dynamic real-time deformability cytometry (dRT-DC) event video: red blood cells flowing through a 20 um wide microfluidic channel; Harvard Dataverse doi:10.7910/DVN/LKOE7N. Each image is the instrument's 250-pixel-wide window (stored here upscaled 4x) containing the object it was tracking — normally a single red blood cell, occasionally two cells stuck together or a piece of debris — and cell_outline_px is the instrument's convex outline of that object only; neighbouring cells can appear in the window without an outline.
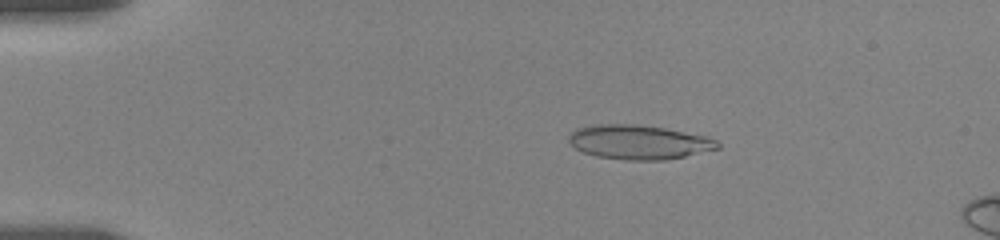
{"species": "human", "species_latin": "Homo sapiens", "temperature_condition": "room temperature", "stored_images_in_passage": 13, "camera_frame_rate_fps": 3000, "um_per_image_px": 0.085, "donor": {"sex": "female"}, "frame": {"image": 1, "passage_image": 8, "time_ms": 3.333, "image_size_px": [1000, 240], "cell_outline_px": [[720, 148], [684, 156], [664, 160], [624, 160], [596, 156], [584, 152], [576, 148], [568, 140], [568, 136], [576, 128], [596, 124], [636, 124], [664, 128], [708, 136], [716, 140], [720, 144]], "centroid_in_image_um": [54.31, 12.08], "position_along_channel_um": 30.7, "area_um2": 29.71}}